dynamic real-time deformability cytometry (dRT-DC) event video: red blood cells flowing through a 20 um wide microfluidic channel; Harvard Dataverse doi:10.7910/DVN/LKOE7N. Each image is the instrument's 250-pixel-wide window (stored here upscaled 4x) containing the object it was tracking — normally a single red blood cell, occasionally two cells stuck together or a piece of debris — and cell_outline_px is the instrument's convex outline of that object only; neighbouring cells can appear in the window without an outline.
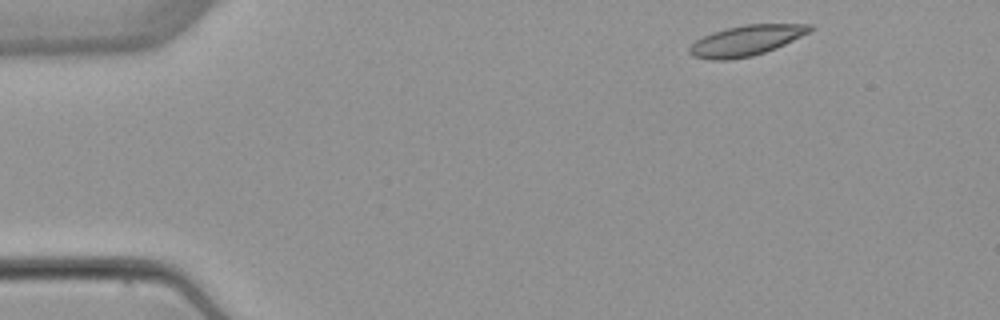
{"species": "common noctule bat (a hibernating species)", "species_latin": "Nyctalus noctula", "temperature_condition": "warm", "stored_images_in_passage": 3, "camera_frame_rate_fps": 3000, "um_per_image_px": 0.085, "animal": {"sex": "female", "body_mass_g": 22.7, "forearm_length_mm": 54.2}, "frame": {"image": 1, "passage_image": 1, "time_ms": 0.0, "image_size_px": [1000, 320], "cell_outline_px": [[816, 28], [776, 48], [752, 56], [728, 60], [712, 60], [692, 56], [688, 52], [688, 48], [696, 40], [712, 32], [744, 24], [812, 24]], "centroid_in_image_um": [63.41, 3.44], "position_along_channel_um": 21.6, "area_um2": 21.21}}